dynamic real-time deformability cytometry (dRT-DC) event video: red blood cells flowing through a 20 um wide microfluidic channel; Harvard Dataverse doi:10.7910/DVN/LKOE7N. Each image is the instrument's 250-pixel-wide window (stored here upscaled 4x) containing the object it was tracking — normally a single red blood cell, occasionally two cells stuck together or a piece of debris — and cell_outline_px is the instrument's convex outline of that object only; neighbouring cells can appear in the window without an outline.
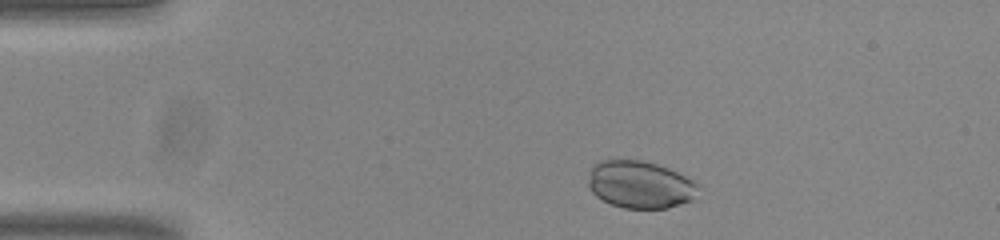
{"species": "common noctule bat (a hibernating species)", "species_latin": "Nyctalus noctula", "temperature_condition": "room temperature", "stored_images_in_passage": 48, "camera_frame_rate_fps": 3000, "um_per_image_px": 0.085, "animal": {"sex": "male", "body_mass_g": 20.0, "forearm_length_mm": 53.3}, "frame": {"image": 1, "passage_image": 4, "time_ms": 1.0, "image_size_px": [1000, 240], "cell_outline_px": [[696, 188], [692, 200], [668, 208], [624, 208], [612, 204], [596, 196], [588, 188], [588, 180], [592, 164], [600, 160], [640, 160], [656, 164], [668, 168], [692, 180], [696, 184]], "centroid_in_image_um": [54.34, 15.68], "position_along_channel_um": 30.7, "area_um2": 30.06}}
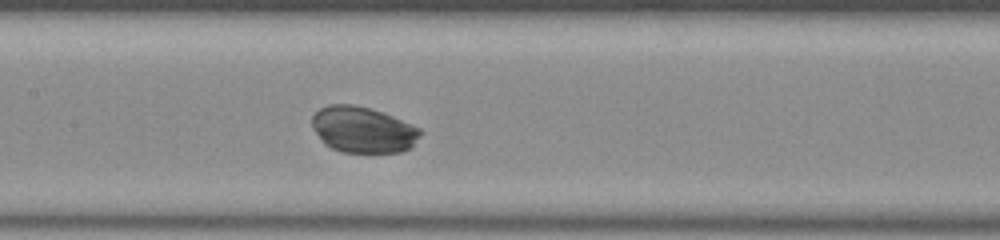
{"frame": {"image": 2, "passage_image": 20, "time_ms": 6.333, "image_size_px": [1000, 240], "cell_outline_px": [[424, 132], [412, 148], [400, 152], [340, 152], [324, 144], [312, 128], [312, 116], [320, 108], [328, 104], [352, 104], [372, 108], [412, 124], [420, 128]], "centroid_in_image_um": [30.87, 11.02], "position_along_channel_um": 176.5, "area_um2": 29.42}}
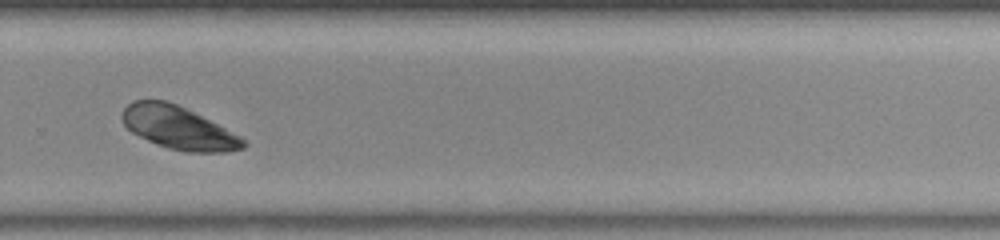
{"frame": {"image": 3, "passage_image": 31, "time_ms": 10.0, "image_size_px": [1000, 240], "cell_outline_px": [[248, 144], [244, 148], [228, 152], [188, 152], [168, 148], [156, 144], [132, 132], [124, 124], [120, 116], [124, 108], [132, 100], [164, 100], [176, 104], [240, 136]], "centroid_in_image_um": [15.14, 10.87], "position_along_channel_um": 314.7, "area_um2": 29.82}}